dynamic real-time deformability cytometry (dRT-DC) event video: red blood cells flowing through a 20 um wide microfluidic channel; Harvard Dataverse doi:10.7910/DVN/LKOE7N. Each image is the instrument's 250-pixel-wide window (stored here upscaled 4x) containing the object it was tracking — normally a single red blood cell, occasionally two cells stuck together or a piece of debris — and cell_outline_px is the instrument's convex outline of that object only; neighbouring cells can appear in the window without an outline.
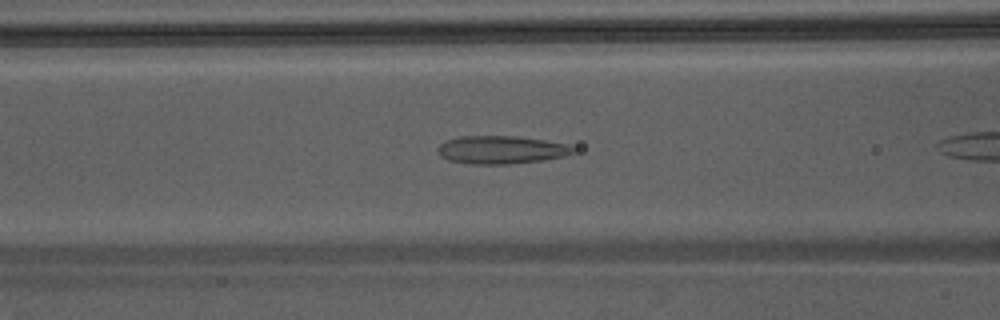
{"species": "Egyptian fruit bat (a non-hibernating species)", "species_latin": "Rousettus aegyptiacus", "temperature_condition": "warm", "stored_images_in_passage": 7, "camera_frame_rate_fps": 3000, "um_per_image_px": 0.085, "animal": {"sex": "male"}, "frame": {"image": 1, "passage_image": 6, "time_ms": 1.667, "image_size_px": [1000, 320], "cell_outline_px": [[576, 152], [564, 156], [544, 160], [508, 164], [472, 164], [448, 160], [440, 156], [436, 148], [444, 140], [460, 136], [516, 136], [544, 140], [568, 144], [576, 148]], "centroid_in_image_um": [42.6, 12.73], "position_along_channel_um": 124.0, "area_um2": 22.31}}